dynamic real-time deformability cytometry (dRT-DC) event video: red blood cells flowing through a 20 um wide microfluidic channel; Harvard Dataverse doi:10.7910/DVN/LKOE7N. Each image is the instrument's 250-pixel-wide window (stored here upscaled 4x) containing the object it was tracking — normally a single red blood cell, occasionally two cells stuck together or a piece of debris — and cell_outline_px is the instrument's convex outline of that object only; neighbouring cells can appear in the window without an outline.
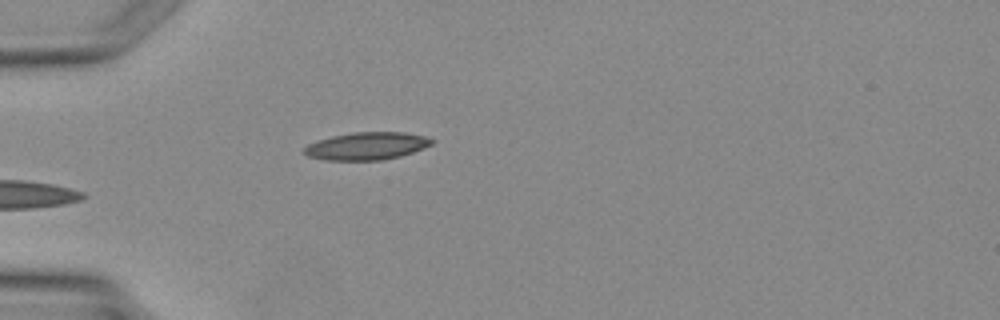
{"species": "Egyptian fruit bat (a non-hibernating species)", "species_latin": "Rousettus aegyptiacus", "temperature_condition": "warm", "stored_images_in_passage": 2, "camera_frame_rate_fps": 3000, "um_per_image_px": 0.085, "animal": {"sex": "female"}, "frame": {"image": 1, "passage_image": 2, "time_ms": 1.333, "image_size_px": [1000, 320], "cell_outline_px": [[436, 140], [432, 144], [424, 148], [400, 156], [380, 160], [324, 160], [308, 156], [304, 152], [304, 148], [308, 144], [316, 140], [332, 136], [352, 132], [404, 132], [424, 136]], "centroid_in_image_um": [31.17, 12.4], "position_along_channel_um": 53.8, "area_um2": 20.52}}